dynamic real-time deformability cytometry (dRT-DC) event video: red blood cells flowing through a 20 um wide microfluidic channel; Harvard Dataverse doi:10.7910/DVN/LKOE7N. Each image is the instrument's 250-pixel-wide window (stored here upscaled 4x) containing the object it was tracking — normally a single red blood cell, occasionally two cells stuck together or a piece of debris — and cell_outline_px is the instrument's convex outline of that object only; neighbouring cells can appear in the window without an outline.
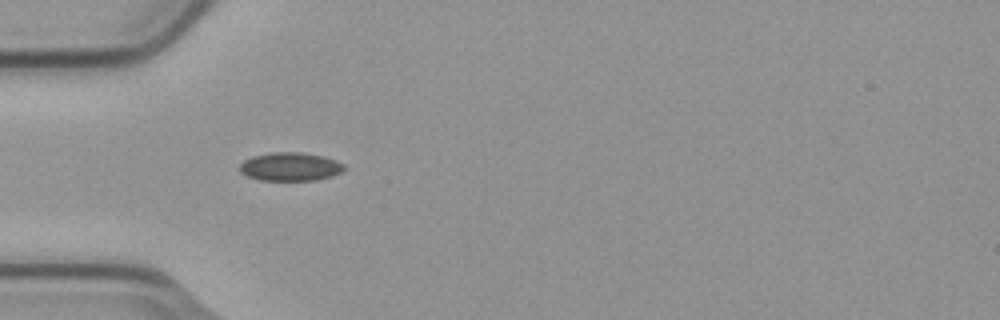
{"species": "common noctule bat (a hibernating species)", "species_latin": "Nyctalus noctula", "temperature_condition": "cold", "stored_images_in_passage": 5, "camera_frame_rate_fps": 3000, "um_per_image_px": 0.085, "animal": {"sex": "male", "body_mass_g": 23.1, "forearm_length_mm": 52.7}, "frame": {"image": 1, "passage_image": 4, "time_ms": 1.0, "image_size_px": [1000, 320], "cell_outline_px": [[344, 168], [340, 172], [332, 176], [316, 180], [260, 180], [248, 176], [240, 172], [240, 164], [244, 160], [252, 156], [272, 152], [300, 152], [324, 156], [336, 160], [344, 164]], "centroid_in_image_um": [24.67, 14.16], "position_along_channel_um": 60.3, "area_um2": 17.28}}
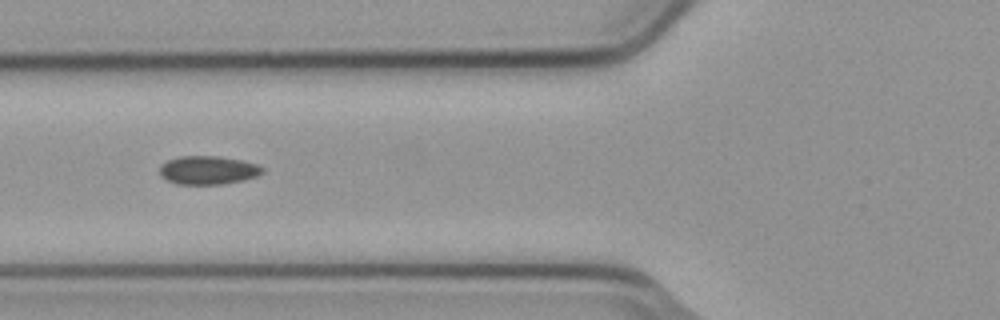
{"frame": {"image": 2, "passage_image": 5, "time_ms": 1.333, "image_size_px": [1000, 320], "cell_outline_px": [[264, 172], [256, 176], [240, 180], [220, 184], [176, 184], [160, 176], [160, 164], [168, 160], [180, 156], [216, 156], [240, 160], [256, 164], [264, 168]], "centroid_in_image_um": [17.64, 14.46], "position_along_channel_um": 108.2, "area_um2": 16.88}}